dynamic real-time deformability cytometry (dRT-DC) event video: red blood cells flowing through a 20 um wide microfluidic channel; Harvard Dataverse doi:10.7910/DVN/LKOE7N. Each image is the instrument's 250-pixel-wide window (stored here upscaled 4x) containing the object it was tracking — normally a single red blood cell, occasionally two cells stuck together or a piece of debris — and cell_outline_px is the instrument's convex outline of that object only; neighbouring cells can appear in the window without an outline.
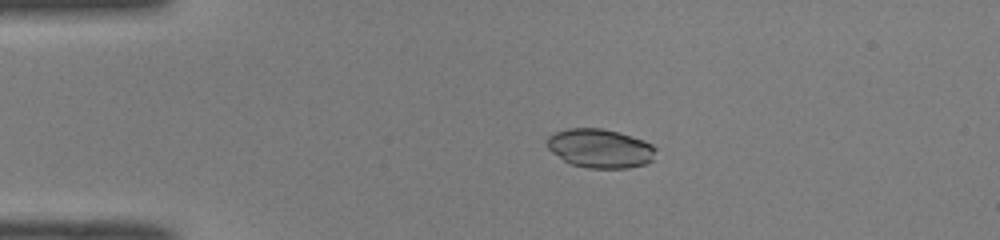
{"species": "common noctule bat (a hibernating species)", "species_latin": "Nyctalus noctula", "temperature_condition": "room temperature", "stored_images_in_passage": 41, "camera_frame_rate_fps": 3000, "um_per_image_px": 0.085, "animal": {"sex": "male", "body_mass_g": 19.0, "forearm_length_mm": 50.8}, "frame": {"image": 1, "passage_image": 2, "time_ms": 0.333, "image_size_px": [1000, 240], "cell_outline_px": [[656, 148], [652, 160], [644, 164], [628, 168], [588, 168], [572, 164], [564, 160], [552, 152], [548, 148], [544, 140], [548, 136], [556, 132], [568, 128], [600, 128], [632, 136], [644, 140], [652, 144]], "centroid_in_image_um": [50.99, 12.61], "position_along_channel_um": 34.0, "area_um2": 24.62}}
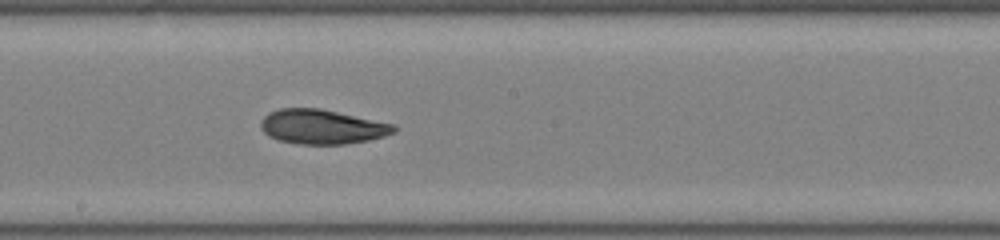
{"frame": {"image": 2, "passage_image": 19, "time_ms": 6.0, "image_size_px": [1000, 240], "cell_outline_px": [[396, 132], [384, 136], [368, 140], [344, 144], [304, 144], [280, 140], [268, 136], [260, 128], [260, 120], [268, 112], [280, 108], [320, 108], [396, 124]], "centroid_in_image_um": [27.37, 10.76], "position_along_channel_um": 220.8, "area_um2": 26.88}}
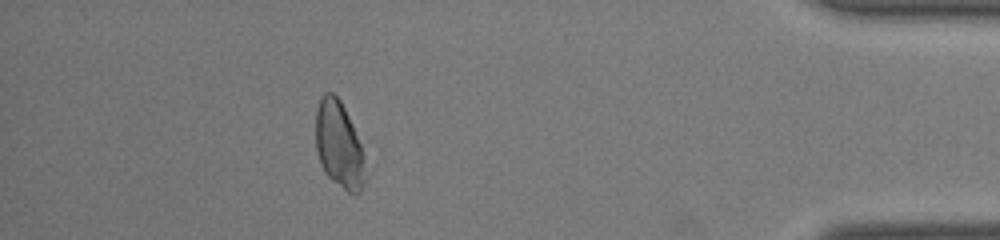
{"frame": {"image": 3, "passage_image": 36, "time_ms": 11.667, "image_size_px": [1000, 240], "cell_outline_px": [[368, 148], [364, 184], [360, 192], [348, 192], [332, 180], [324, 172], [320, 164], [316, 152], [316, 108], [320, 96], [324, 92], [332, 92], [340, 100]], "centroid_in_image_um": [28.88, 12.28], "position_along_channel_um": 406.3, "area_um2": 26.36}, "authors_computed_cell_mechanics": {"area_um2": 26.877, "velocity_mm_per_s": 4.0959, "shape_relaxation_time_tau1_ms": 3.5157, "shape_relaxation_time_tau2_ms": 3.8135, "deformation_change_tau1": 0.0583, "deformation_change_tau2": 0.1087}}